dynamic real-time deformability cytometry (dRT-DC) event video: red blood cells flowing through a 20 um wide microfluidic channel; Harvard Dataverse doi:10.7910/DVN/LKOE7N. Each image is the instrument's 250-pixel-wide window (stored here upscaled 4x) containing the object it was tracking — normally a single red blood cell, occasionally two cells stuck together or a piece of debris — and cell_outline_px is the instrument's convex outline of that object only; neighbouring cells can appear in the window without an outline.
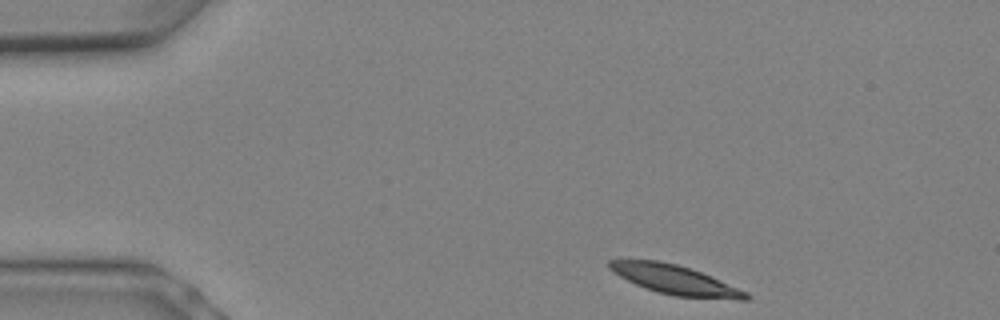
{"species": "Egyptian fruit bat (a non-hibernating species)", "species_latin": "Rousettus aegyptiacus", "temperature_condition": "warm", "stored_images_in_passage": 4, "camera_frame_rate_fps": 3000, "um_per_image_px": 0.085, "animal": {"sex": "female"}, "frame": {"image": 1, "passage_image": 1, "time_ms": 0.0, "image_size_px": [1000, 320], "cell_outline_px": [[752, 296], [748, 300], [740, 300], [676, 296], [656, 292], [636, 284], [612, 272], [608, 268], [608, 260], [660, 260], [676, 264], [700, 272], [748, 292]], "centroid_in_image_um": [57.39, 23.79], "position_along_channel_um": 27.6, "area_um2": 23.12}}